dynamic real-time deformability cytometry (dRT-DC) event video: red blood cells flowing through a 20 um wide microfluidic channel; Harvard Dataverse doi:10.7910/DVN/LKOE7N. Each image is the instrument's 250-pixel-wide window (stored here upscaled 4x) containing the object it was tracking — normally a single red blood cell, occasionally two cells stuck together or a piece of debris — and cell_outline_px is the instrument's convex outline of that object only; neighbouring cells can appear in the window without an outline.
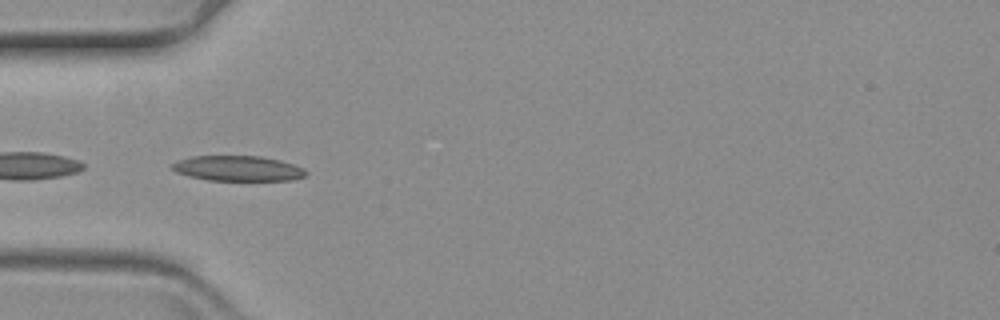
{"species": "common noctule bat (a hibernating species)", "species_latin": "Nyctalus noctula", "temperature_condition": "warm", "stored_images_in_passage": 11, "camera_frame_rate_fps": 3000, "um_per_image_px": 0.085, "animal": {"sex": "female", "body_mass_g": 19.3, "forearm_length_mm": 54.1}, "frame": {"image": 1, "passage_image": 1, "time_ms": 0.0, "image_size_px": [1000, 320], "cell_outline_px": [[308, 172], [304, 176], [292, 180], [208, 180], [188, 176], [176, 172], [172, 168], [172, 164], [176, 160], [192, 156], [260, 156], [280, 160], [304, 168]], "centroid_in_image_um": [20.2, 14.31], "position_along_channel_um": 64.8, "area_um2": 19.65}}
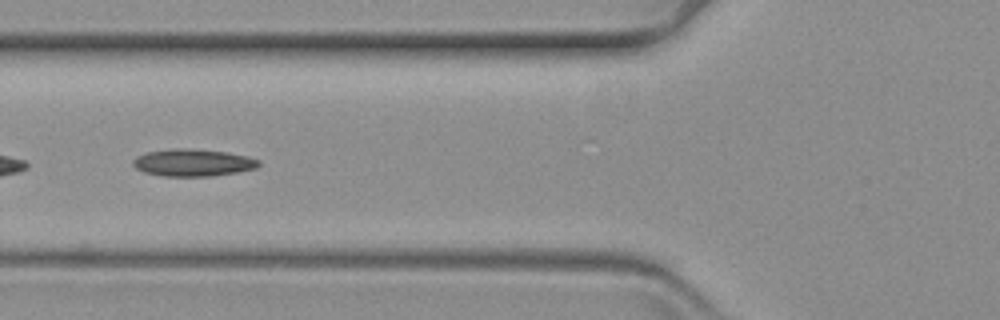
{"frame": {"image": 2, "passage_image": 5, "time_ms": 1.333, "image_size_px": [1000, 320], "cell_outline_px": [[260, 164], [256, 168], [240, 172], [212, 176], [164, 176], [144, 172], [136, 168], [132, 164], [132, 160], [136, 156], [148, 152], [176, 148], [184, 148], [224, 152], [248, 156], [260, 160]], "centroid_in_image_um": [16.41, 13.83], "position_along_channel_um": 109.4, "area_um2": 19.88}}